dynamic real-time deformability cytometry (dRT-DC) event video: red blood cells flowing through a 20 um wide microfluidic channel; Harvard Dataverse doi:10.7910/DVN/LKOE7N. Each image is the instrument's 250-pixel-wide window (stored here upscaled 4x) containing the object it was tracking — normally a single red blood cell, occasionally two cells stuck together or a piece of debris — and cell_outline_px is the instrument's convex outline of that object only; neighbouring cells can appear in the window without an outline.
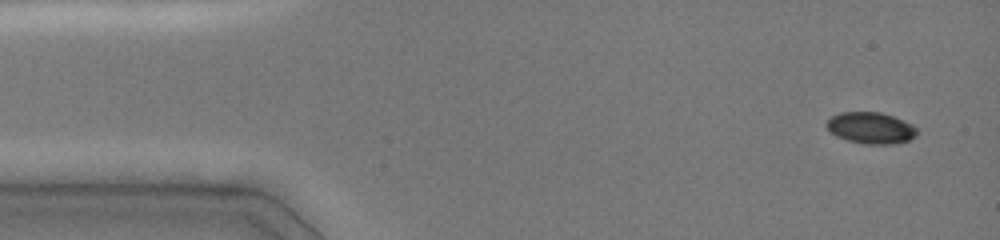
{"species": "common noctule bat (a hibernating species)", "species_latin": "Nyctalus noctula", "temperature_condition": "cold", "stored_images_in_passage": 14, "camera_frame_rate_fps": 3000, "um_per_image_px": 0.085, "animal": {"sex": "female", "body_mass_g": 19.0, "forearm_length_mm": 51.5}, "frame": {"image": 1, "passage_image": 1, "time_ms": 0.0, "image_size_px": [1000, 240], "cell_outline_px": [[916, 136], [908, 140], [892, 144], [868, 144], [848, 140], [836, 136], [824, 124], [832, 116], [840, 112], [880, 112], [892, 116], [912, 124], [916, 128]], "centroid_in_image_um": [74.01, 10.87], "position_along_channel_um": 11.0, "area_um2": 16.36}}
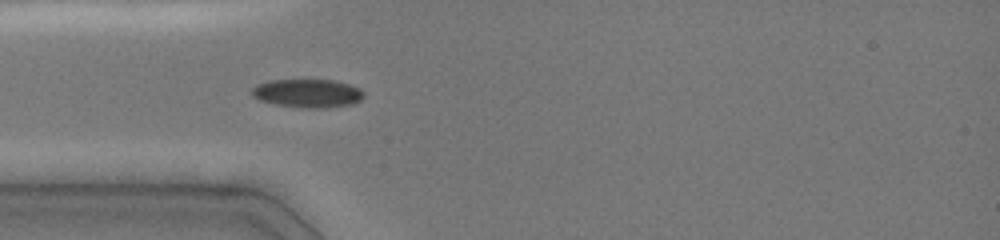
{"frame": {"image": 2, "passage_image": 9, "time_ms": 3.667, "image_size_px": [1000, 240], "cell_outline_px": [[364, 96], [360, 100], [352, 104], [324, 108], [300, 108], [276, 104], [260, 100], [252, 96], [252, 88], [256, 84], [268, 80], [332, 80], [348, 84], [360, 88], [364, 92]], "centroid_in_image_um": [26.14, 7.93], "position_along_channel_um": 58.9, "area_um2": 18.61}}